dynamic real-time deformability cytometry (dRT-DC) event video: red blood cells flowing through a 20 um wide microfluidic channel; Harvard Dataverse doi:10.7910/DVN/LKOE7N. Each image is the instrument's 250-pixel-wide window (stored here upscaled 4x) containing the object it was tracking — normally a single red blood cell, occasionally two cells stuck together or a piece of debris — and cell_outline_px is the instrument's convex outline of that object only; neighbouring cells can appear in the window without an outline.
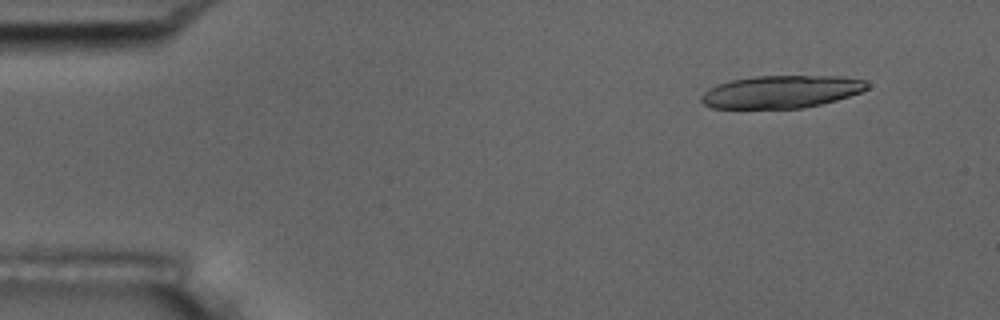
{"species": "common noctule bat (a hibernating species)", "species_latin": "Nyctalus noctula", "temperature_condition": "room temperature", "stored_images_in_passage": 6, "camera_frame_rate_fps": 3000, "um_per_image_px": 0.085, "animal": {"sex": "male", "body_mass_g": 17.5, "forearm_length_mm": 52.3}, "frame": {"image": 1, "passage_image": 2, "time_ms": 1.333, "image_size_px": [1000, 320], "cell_outline_px": [[868, 88], [860, 92], [836, 100], [804, 108], [712, 108], [704, 104], [700, 100], [700, 96], [708, 88], [716, 84], [732, 80], [756, 76], [840, 76], [864, 80], [868, 84]], "centroid_in_image_um": [66.37, 7.8], "position_along_channel_um": 18.6, "area_um2": 31.44}}
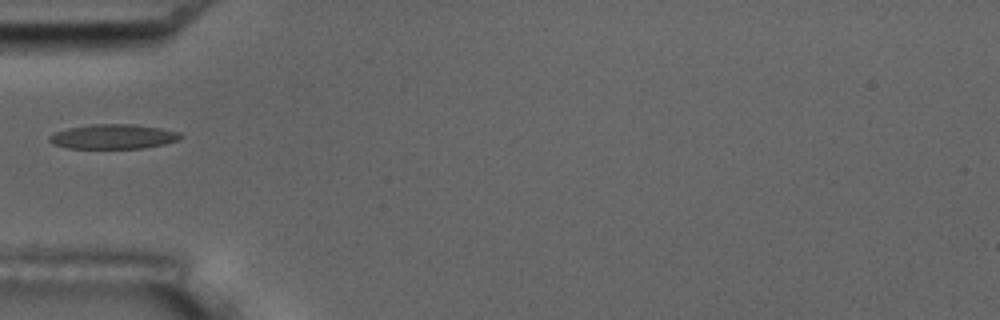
{"frame": {"image": 2, "passage_image": 6, "time_ms": 5.667, "image_size_px": [1000, 320], "cell_outline_px": [[184, 136], [176, 140], [164, 144], [140, 148], [68, 148], [52, 144], [48, 140], [48, 136], [56, 132], [68, 128], [92, 124], [132, 124], [160, 128], [180, 132]], "centroid_in_image_um": [9.61, 11.61], "position_along_channel_um": 75.4, "area_um2": 18.73}}